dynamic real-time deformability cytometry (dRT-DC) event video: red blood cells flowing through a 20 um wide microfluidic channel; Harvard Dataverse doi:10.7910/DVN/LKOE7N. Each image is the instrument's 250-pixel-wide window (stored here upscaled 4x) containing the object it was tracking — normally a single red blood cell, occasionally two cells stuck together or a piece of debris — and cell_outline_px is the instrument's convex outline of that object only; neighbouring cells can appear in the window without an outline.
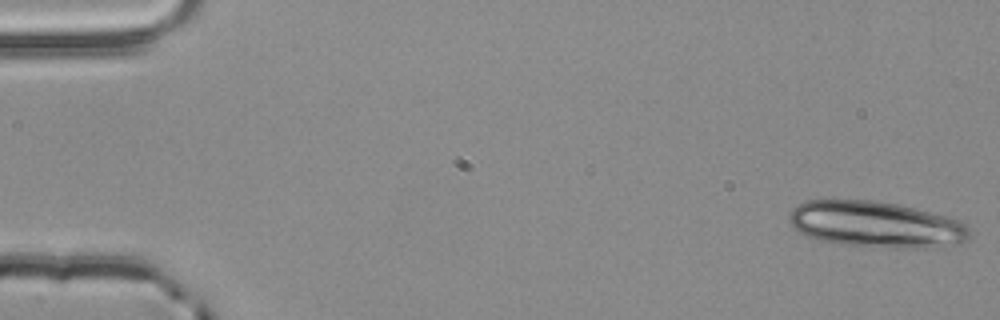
{"species": "common noctule bat (a hibernating species)", "species_latin": "Nyctalus noctula", "temperature_condition": "room temperature", "stored_images_in_passage": 54, "segment_of_instrument_passage": [1, 2], "camera_frame_rate_fps": 3000, "um_per_image_px": 0.085, "animal": {"sex": "male", "body_mass_g": 20.4}, "frame": {"image": 1, "passage_image": 1, "time_ms": 0.0, "image_size_px": [1000, 320], "cell_outline_px": [[972, 236], [968, 240], [960, 244], [916, 248], [896, 248], [848, 244], [820, 240], [804, 236], [792, 228], [788, 220], [788, 212], [796, 204], [808, 200], [832, 196], [872, 200], [896, 204], [928, 212], [956, 220], [964, 224], [968, 228]], "centroid_in_image_um": [74.32, 19.03], "position_along_channel_um": 10.7, "area_um2": 49.3}}